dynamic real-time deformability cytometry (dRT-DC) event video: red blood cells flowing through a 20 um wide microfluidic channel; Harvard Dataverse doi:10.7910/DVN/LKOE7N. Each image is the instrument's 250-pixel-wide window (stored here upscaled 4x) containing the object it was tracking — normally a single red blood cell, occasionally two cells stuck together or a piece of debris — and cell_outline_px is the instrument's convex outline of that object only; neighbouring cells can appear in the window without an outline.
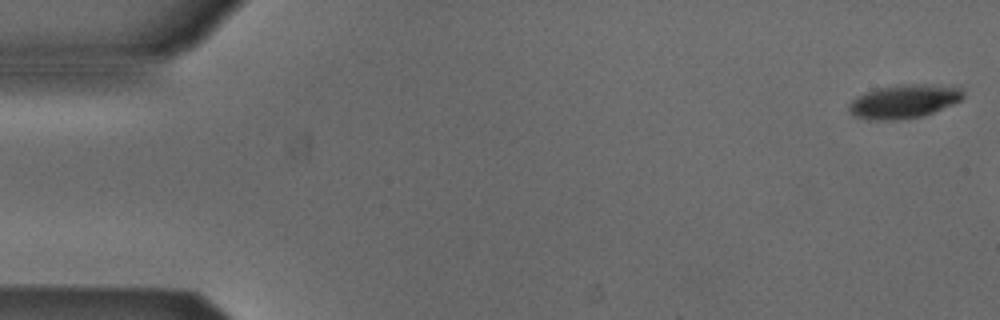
{"species": "Egyptian fruit bat (a non-hibernating species)", "species_latin": "Rousettus aegyptiacus", "temperature_condition": "cold", "stored_images_in_passage": 8, "camera_frame_rate_fps": 3000, "um_per_image_px": 0.085, "animal": {"sex": "male"}, "frame": {"image": 1, "passage_image": 1, "time_ms": 0.0, "image_size_px": [1000, 320], "cell_outline_px": [[964, 96], [960, 100], [952, 104], [924, 116], [900, 120], [868, 120], [856, 116], [848, 108], [848, 104], [856, 96], [864, 92], [876, 88], [904, 84], [924, 84], [960, 88], [964, 92]], "centroid_in_image_um": [76.8, 8.63], "position_along_channel_um": 8.2, "area_um2": 22.37}}